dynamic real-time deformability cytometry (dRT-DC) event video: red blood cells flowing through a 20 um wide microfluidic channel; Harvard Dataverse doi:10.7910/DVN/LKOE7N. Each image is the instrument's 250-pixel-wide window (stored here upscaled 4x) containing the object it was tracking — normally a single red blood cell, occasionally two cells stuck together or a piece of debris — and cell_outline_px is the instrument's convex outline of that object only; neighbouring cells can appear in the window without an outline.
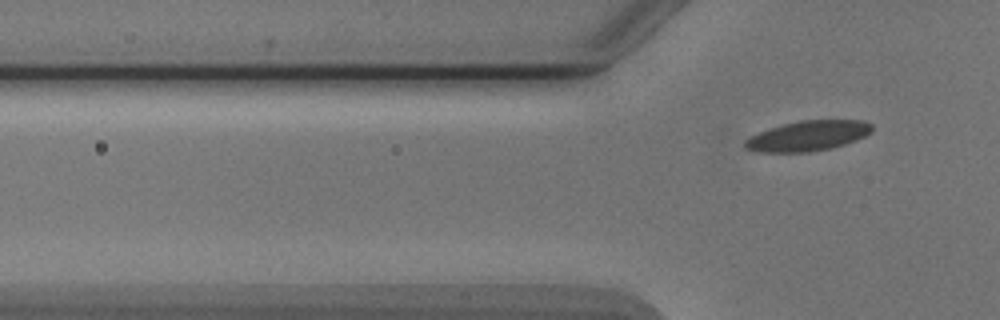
{"species": "Egyptian fruit bat (a non-hibernating species)", "species_latin": "Rousettus aegyptiacus", "temperature_condition": "cold", "stored_images_in_passage": 3, "segment_of_instrument_passage": [2, 2], "camera_frame_rate_fps": 3000, "um_per_image_px": 0.085, "animal": {"sex": "male"}, "frame": {"image": 1, "passage_image": 3, "time_ms": 2.667, "image_size_px": [1000, 320], "cell_outline_px": [[872, 132], [856, 140], [832, 148], [808, 152], [760, 152], [744, 148], [744, 140], [760, 132], [784, 124], [800, 120], [864, 120], [872, 124]], "centroid_in_image_um": [68.7, 11.55], "position_along_channel_um": 57.1, "area_um2": 22.2}}